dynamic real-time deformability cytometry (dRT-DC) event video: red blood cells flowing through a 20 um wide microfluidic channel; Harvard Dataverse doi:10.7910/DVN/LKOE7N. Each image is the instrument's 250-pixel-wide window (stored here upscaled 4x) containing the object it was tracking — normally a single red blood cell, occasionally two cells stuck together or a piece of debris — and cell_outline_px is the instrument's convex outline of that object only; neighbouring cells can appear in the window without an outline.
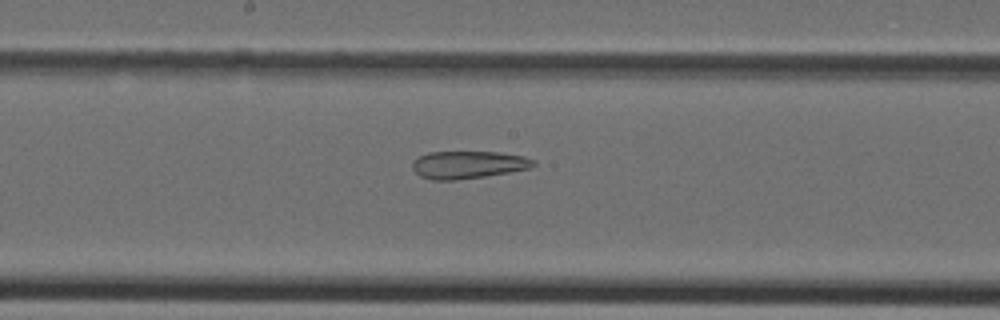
{"species": "Egyptian fruit bat (a non-hibernating species)", "species_latin": "Rousettus aegyptiacus", "temperature_condition": "cold", "stored_images_in_passage": 20, "camera_frame_rate_fps": 3000, "um_per_image_px": 0.085, "animal": {"sex": "female"}, "frame": {"image": 1, "passage_image": 9, "time_ms": 2.667, "image_size_px": [1000, 320], "cell_outline_px": [[536, 164], [532, 168], [484, 176], [456, 180], [432, 180], [420, 176], [412, 168], [412, 164], [420, 156], [428, 152], [496, 152], [524, 156], [536, 160]], "centroid_in_image_um": [39.82, 14.0], "position_along_channel_um": 208.4, "area_um2": 19.36}}
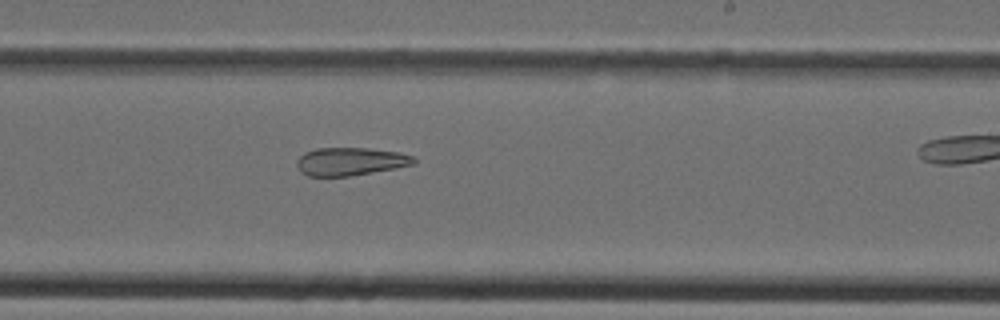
{"frame": {"image": 2, "passage_image": 12, "time_ms": 3.667, "image_size_px": [1000, 320], "cell_outline_px": [[416, 164], [396, 168], [348, 176], [308, 176], [300, 172], [296, 164], [296, 160], [304, 152], [316, 148], [368, 148], [400, 152], [412, 156], [416, 160]], "centroid_in_image_um": [29.77, 13.72], "position_along_channel_um": 259.2, "area_um2": 19.19}}